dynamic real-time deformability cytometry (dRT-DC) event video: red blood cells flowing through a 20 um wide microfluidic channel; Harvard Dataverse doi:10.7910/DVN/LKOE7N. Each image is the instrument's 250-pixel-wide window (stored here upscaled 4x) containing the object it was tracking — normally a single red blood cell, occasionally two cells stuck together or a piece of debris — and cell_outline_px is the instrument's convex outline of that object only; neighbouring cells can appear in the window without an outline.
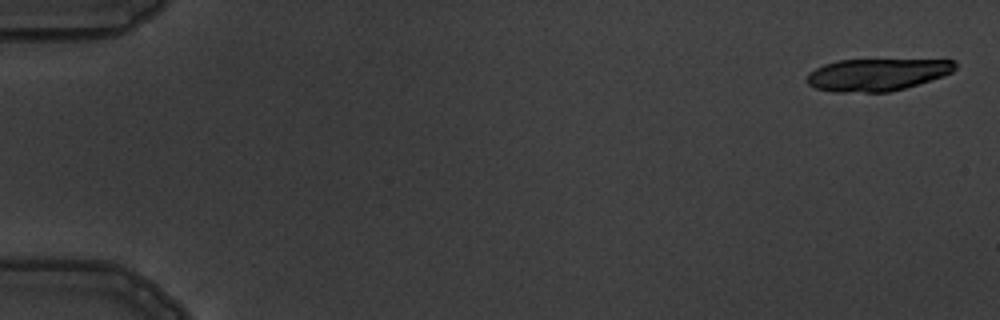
{"species": "common noctule bat (a hibernating species)", "species_latin": "Nyctalus noctula", "temperature_condition": "warm", "stored_images_in_passage": 6, "camera_frame_rate_fps": 3000, "um_per_image_px": 0.085, "animal": {"sex": "male", "body_mass_g": 19.5, "forearm_length_mm": 54.6}, "frame": {"image": 1, "passage_image": 1, "time_ms": 0.0, "image_size_px": [1000, 320], "cell_outline_px": [[956, 68], [952, 72], [944, 76], [904, 88], [888, 92], [832, 92], [816, 88], [808, 84], [804, 80], [808, 72], [824, 64], [836, 60], [956, 60]], "centroid_in_image_um": [74.5, 6.34], "position_along_channel_um": 10.5, "area_um2": 27.92}}